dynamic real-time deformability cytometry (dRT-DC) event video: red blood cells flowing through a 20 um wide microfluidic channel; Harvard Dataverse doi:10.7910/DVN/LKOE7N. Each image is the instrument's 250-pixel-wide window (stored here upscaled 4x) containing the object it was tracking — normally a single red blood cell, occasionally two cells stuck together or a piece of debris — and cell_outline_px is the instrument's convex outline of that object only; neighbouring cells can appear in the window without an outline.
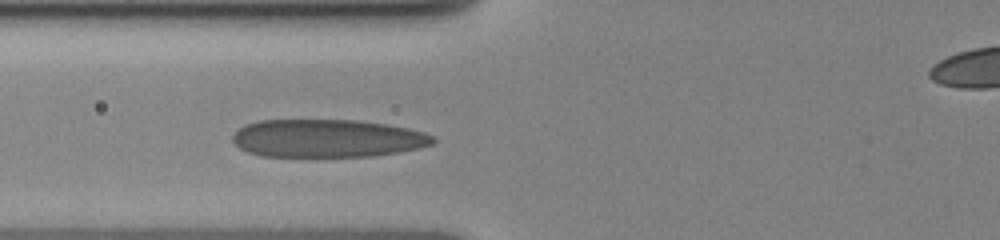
{"species": "human", "species_latin": "Homo sapiens", "temperature_condition": "cold", "stored_images_in_passage": 6, "segment_of_instrument_passage": [1, 2], "camera_frame_rate_fps": 3000, "um_per_image_px": 0.085, "donor": {"sex": "female"}, "frame": {"image": 1, "passage_image": 5, "time_ms": 4.667, "image_size_px": [1000, 240], "cell_outline_px": [[436, 140], [432, 144], [420, 148], [400, 152], [372, 156], [260, 156], [248, 152], [240, 148], [232, 140], [232, 136], [244, 124], [260, 120], [356, 120], [384, 124], [408, 128], [424, 132], [432, 136]], "centroid_in_image_um": [27.82, 11.76], "position_along_channel_um": 98.0, "area_um2": 44.27}}